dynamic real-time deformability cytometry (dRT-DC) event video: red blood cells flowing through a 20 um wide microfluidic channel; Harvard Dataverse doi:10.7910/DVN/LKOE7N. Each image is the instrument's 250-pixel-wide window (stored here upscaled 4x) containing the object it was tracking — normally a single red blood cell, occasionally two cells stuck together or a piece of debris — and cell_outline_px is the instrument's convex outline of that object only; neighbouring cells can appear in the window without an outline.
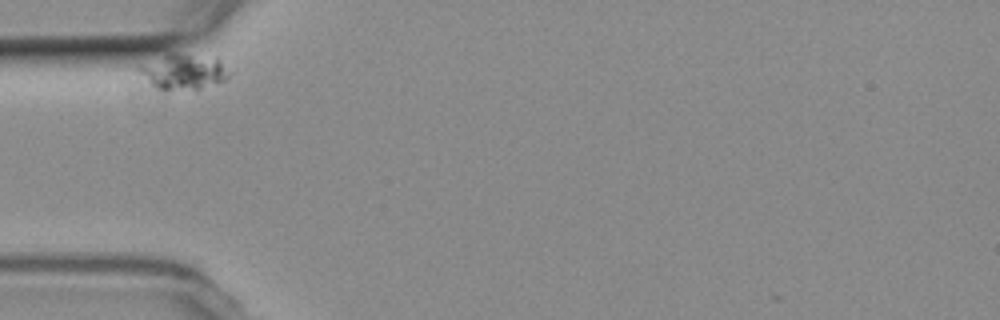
{"species": "common noctule bat (a hibernating species)", "species_latin": "Nyctalus noctula", "temperature_condition": "room temperature", "stored_images_in_passage": 5, "camera_frame_rate_fps": 3000, "um_per_image_px": 0.085, "animal": {"sex": "female", "body_mass_g": 19.3, "forearm_length_mm": 54.1}, "frame": {"image": 1, "passage_image": 1, "time_ms": 0.0, "image_size_px": [1000, 320], "cell_outline_px": [[232, 72], [224, 80], [200, 88], [160, 88], [152, 84], [136, 68], [136, 64], [168, 52], [180, 52], [216, 56]], "centroid_in_image_um": [15.6, 5.98], "position_along_channel_um": 69.4, "area_um2": 18.79}}
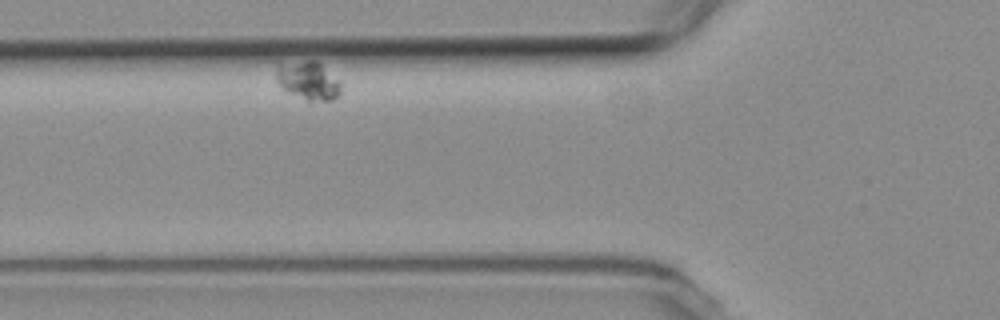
{"frame": {"image": 2, "passage_image": 2, "time_ms": 1.333, "image_size_px": [1000, 320], "cell_outline_px": [[340, 92], [332, 100], [308, 100], [288, 92], [276, 80], [276, 64], [308, 60], [316, 60], [340, 80]], "centroid_in_image_um": [26.19, 6.81], "position_along_channel_um": 99.6, "area_um2": 14.28}}
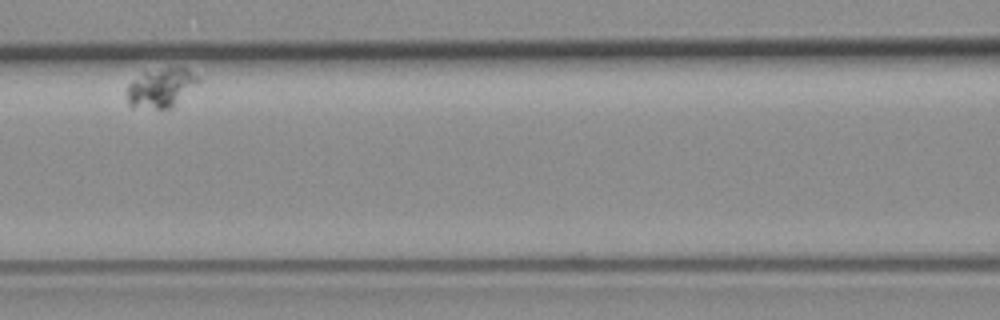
{"frame": {"image": 3, "passage_image": 4, "time_ms": 3.667, "image_size_px": [1000, 320], "cell_outline_px": [[200, 80], [196, 84], [168, 108], [132, 108], [128, 104], [128, 84], [132, 80], [144, 72], [164, 68], [188, 68]], "centroid_in_image_um": [13.62, 7.45], "position_along_channel_um": 153.0, "area_um2": 15.66}}